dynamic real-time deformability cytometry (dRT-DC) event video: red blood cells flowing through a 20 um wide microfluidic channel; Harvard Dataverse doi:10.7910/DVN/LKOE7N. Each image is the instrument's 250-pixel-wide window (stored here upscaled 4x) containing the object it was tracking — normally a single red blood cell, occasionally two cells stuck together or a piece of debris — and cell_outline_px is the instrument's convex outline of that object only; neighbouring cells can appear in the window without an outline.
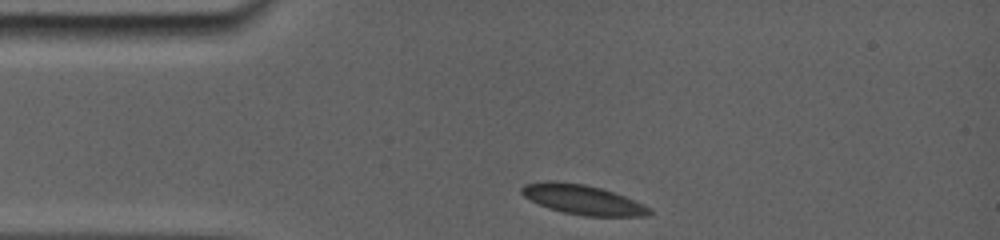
{"species": "common noctule bat (a hibernating species)", "species_latin": "Nyctalus noctula", "temperature_condition": "room temperature", "stored_images_in_passage": 21, "camera_frame_rate_fps": 5000, "um_per_image_px": 0.085, "animal": {"sex": "female", "body_mass_g": 19.0, "forearm_length_mm": 56.7}, "frame": {"image": 1, "passage_image": 1, "time_ms": 0.0, "image_size_px": [1000, 240], "cell_outline_px": [[652, 212], [648, 216], [584, 216], [564, 212], [548, 208], [524, 196], [520, 192], [520, 188], [524, 184], [548, 180], [556, 180], [584, 184], [600, 188], [624, 196], [644, 204], [652, 208]], "centroid_in_image_um": [49.53, 16.96], "position_along_channel_um": 35.5, "area_um2": 22.14}}
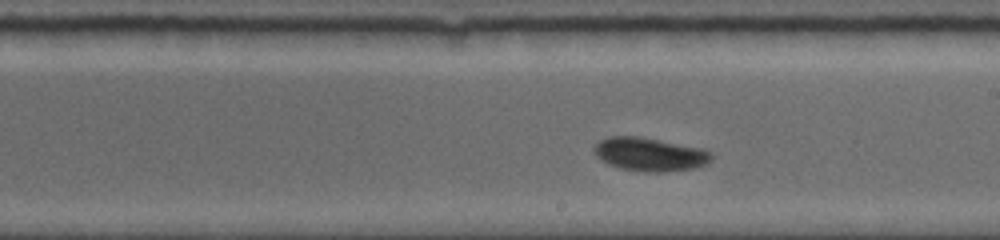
{"frame": {"image": 2, "passage_image": 12, "time_ms": 6.0, "image_size_px": [1000, 240], "cell_outline_px": [[716, 156], [708, 164], [696, 168], [664, 172], [648, 172], [620, 168], [608, 164], [600, 160], [596, 156], [592, 148], [600, 140], [608, 136], [640, 136], [700, 148], [712, 152]], "centroid_in_image_um": [55.25, 13.12], "position_along_channel_um": 233.7, "area_um2": 23.18}}
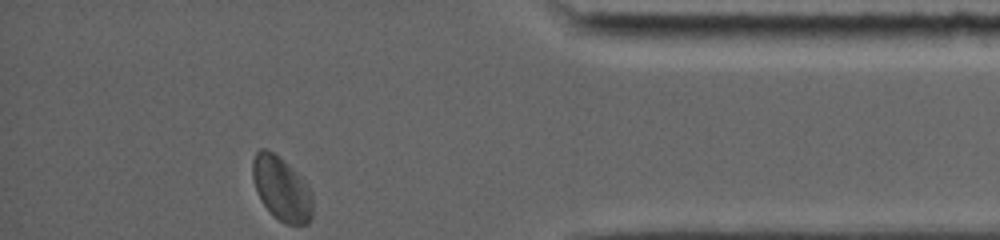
{"frame": {"image": 3, "passage_image": 21, "time_ms": 11.2, "image_size_px": [1000, 240], "cell_outline_px": [[312, 216], [308, 224], [284, 224], [260, 200], [252, 176], [252, 160], [256, 152], [260, 148], [268, 148], [284, 160], [308, 184], [312, 192]], "centroid_in_image_um": [23.94, 16.01], "position_along_channel_um": 411.3, "area_um2": 22.37}, "authors_computed_cell_mechanics": {"area_um2": 22.0218, "velocity_mm_per_s": 3.7778, "shape_relaxation_time_tau1_ms": 3.1692, "shape_relaxation_time_tau2_ms": null, "deformation_change_tau1": 0.0904, "deformation_change_tau2": null}}